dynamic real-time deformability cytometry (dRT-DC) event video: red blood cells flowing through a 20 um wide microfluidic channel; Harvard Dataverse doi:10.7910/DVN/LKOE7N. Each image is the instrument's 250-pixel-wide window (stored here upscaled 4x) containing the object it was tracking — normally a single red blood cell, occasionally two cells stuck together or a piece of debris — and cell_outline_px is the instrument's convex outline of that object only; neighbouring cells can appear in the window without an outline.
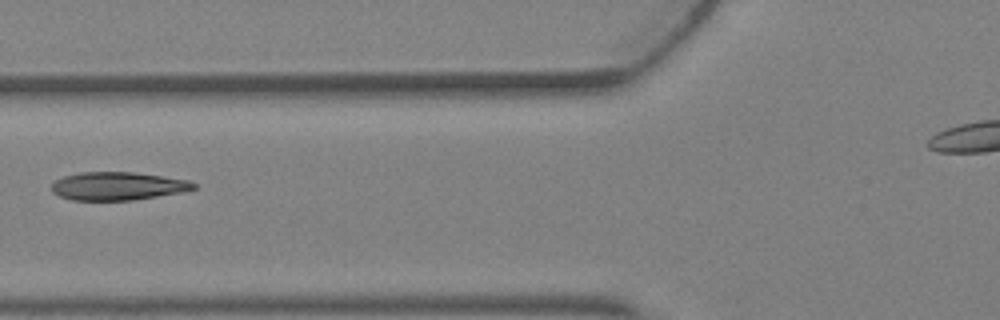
{"species": "Egyptian fruit bat (a non-hibernating species)", "species_latin": "Rousettus aegyptiacus", "temperature_condition": "warm", "stored_images_in_passage": 4, "camera_frame_rate_fps": 3000, "um_per_image_px": 0.085, "animal": {"sex": "female"}, "frame": {"image": 1, "passage_image": 4, "time_ms": 1.0, "image_size_px": [1000, 320], "cell_outline_px": [[196, 188], [184, 192], [132, 200], [72, 200], [60, 196], [52, 192], [52, 184], [56, 180], [64, 176], [80, 172], [136, 172], [188, 180], [196, 184]], "centroid_in_image_um": [10.02, 15.81], "position_along_channel_um": 115.8, "area_um2": 23.29}}